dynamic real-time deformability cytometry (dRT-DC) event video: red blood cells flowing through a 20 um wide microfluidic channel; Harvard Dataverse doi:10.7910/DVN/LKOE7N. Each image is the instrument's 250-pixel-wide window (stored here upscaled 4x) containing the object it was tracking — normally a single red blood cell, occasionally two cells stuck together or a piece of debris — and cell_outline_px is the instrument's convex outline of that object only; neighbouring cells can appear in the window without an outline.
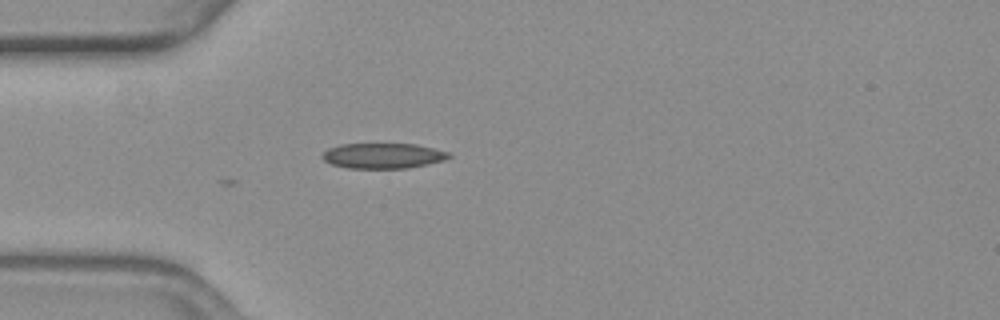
{"species": "common noctule bat (a hibernating species)", "species_latin": "Nyctalus noctula", "temperature_condition": "warm", "stored_images_in_passage": 2, "camera_frame_rate_fps": 3000, "um_per_image_px": 0.085, "animal": {"sex": "female", "body_mass_g": 19.3, "forearm_length_mm": 54.1}, "frame": {"image": 1, "passage_image": 2, "time_ms": 0.333, "image_size_px": [1000, 320], "cell_outline_px": [[452, 156], [444, 160], [408, 168], [348, 168], [332, 164], [324, 160], [320, 156], [328, 148], [340, 144], [416, 144], [448, 152]], "centroid_in_image_um": [32.53, 13.24], "position_along_channel_um": 52.5, "area_um2": 18.55}}